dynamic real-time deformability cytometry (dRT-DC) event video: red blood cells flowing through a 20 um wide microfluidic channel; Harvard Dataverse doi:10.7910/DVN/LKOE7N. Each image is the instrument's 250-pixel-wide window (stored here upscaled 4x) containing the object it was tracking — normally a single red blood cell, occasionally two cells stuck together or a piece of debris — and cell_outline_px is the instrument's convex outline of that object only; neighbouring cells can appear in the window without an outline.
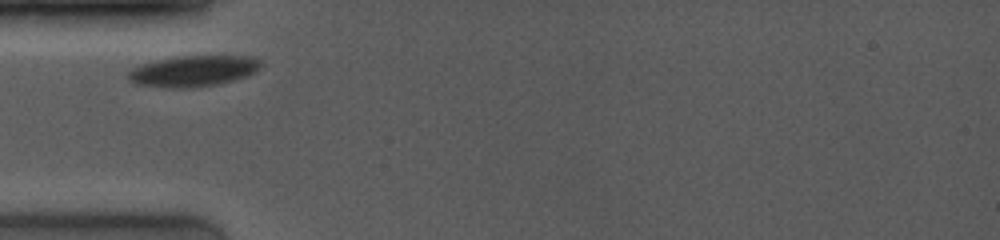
{"species": "common noctule bat (a hibernating species)", "species_latin": "Nyctalus noctula", "temperature_condition": "room temperature", "stored_images_in_passage": 32, "camera_frame_rate_fps": 4000, "um_per_image_px": 0.085, "animal": {"sex": "female", "body_mass_g": 19.0, "forearm_length_mm": 53.3}, "frame": {"image": 1, "passage_image": 1, "time_ms": 0.0, "image_size_px": [1000, 240], "cell_outline_px": [[260, 68], [256, 72], [248, 76], [220, 84], [184, 88], [164, 88], [136, 84], [128, 80], [124, 76], [132, 68], [140, 64], [180, 56], [252, 56], [260, 60]], "centroid_in_image_um": [16.41, 6.05], "position_along_channel_um": 68.6, "area_um2": 24.16}}
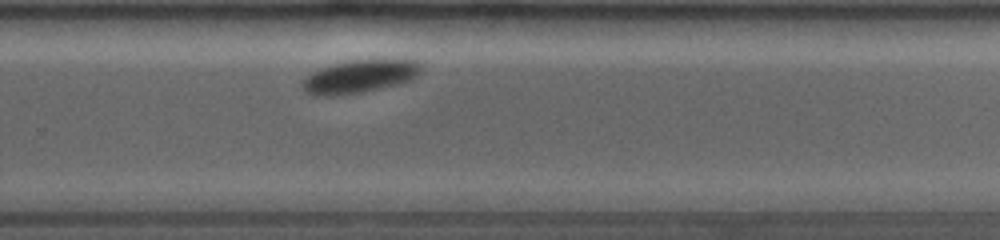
{"frame": {"image": 2, "passage_image": 21, "time_ms": 6.25, "image_size_px": [1000, 240], "cell_outline_px": [[424, 64], [420, 72], [412, 80], [400, 84], [364, 92], [332, 96], [316, 96], [304, 92], [300, 88], [300, 80], [312, 72], [320, 68], [336, 64], [356, 60], [416, 60]], "centroid_in_image_um": [30.55, 6.52], "position_along_channel_um": 299.3, "area_um2": 23.12}}
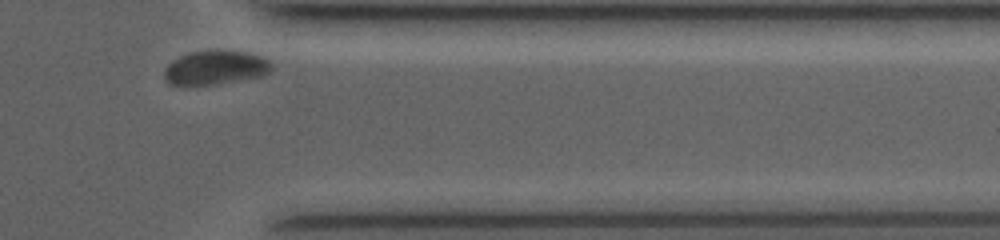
{"frame": {"image": 3, "passage_image": 30, "time_ms": 8.75, "image_size_px": [1000, 240], "cell_outline_px": [[272, 68], [268, 72], [260, 76], [216, 84], [172, 84], [164, 76], [164, 72], [168, 64], [172, 60], [180, 56], [192, 52], [244, 52], [260, 56], [268, 60], [272, 64]], "centroid_in_image_um": [18.31, 5.76], "position_along_channel_um": 393.1, "area_um2": 20.35}}